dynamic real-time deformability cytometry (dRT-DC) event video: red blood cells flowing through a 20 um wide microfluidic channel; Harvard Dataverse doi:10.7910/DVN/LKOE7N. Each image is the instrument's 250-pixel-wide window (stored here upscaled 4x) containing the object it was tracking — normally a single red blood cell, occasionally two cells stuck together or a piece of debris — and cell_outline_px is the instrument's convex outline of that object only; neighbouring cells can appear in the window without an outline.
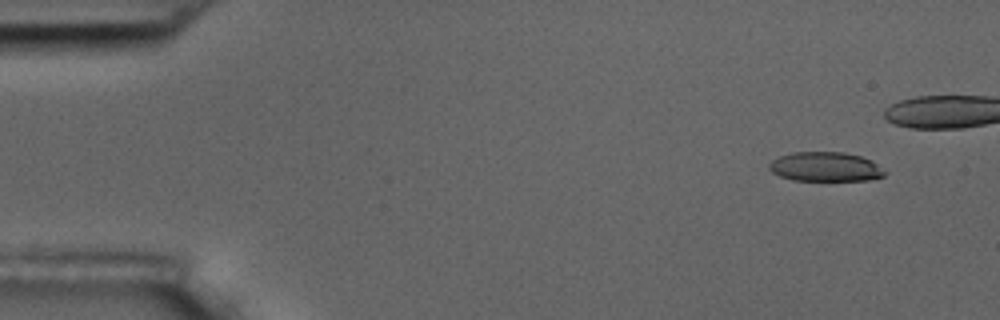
{"species": "common noctule bat (a hibernating species)", "species_latin": "Nyctalus noctula", "temperature_condition": "room temperature", "stored_images_in_passage": 5, "camera_frame_rate_fps": 3000, "um_per_image_px": 0.085, "animal": {"sex": "male", "body_mass_g": 17.5, "forearm_length_mm": 52.3}, "frame": {"image": 1, "passage_image": 1, "time_ms": 0.0, "image_size_px": [1000, 320], "cell_outline_px": [[888, 172], [884, 176], [868, 180], [792, 180], [780, 176], [772, 172], [768, 168], [768, 164], [772, 160], [780, 156], [792, 152], [844, 152], [860, 156], [872, 160]], "centroid_in_image_um": [70.17, 14.17], "position_along_channel_um": 14.8, "area_um2": 19.88}}